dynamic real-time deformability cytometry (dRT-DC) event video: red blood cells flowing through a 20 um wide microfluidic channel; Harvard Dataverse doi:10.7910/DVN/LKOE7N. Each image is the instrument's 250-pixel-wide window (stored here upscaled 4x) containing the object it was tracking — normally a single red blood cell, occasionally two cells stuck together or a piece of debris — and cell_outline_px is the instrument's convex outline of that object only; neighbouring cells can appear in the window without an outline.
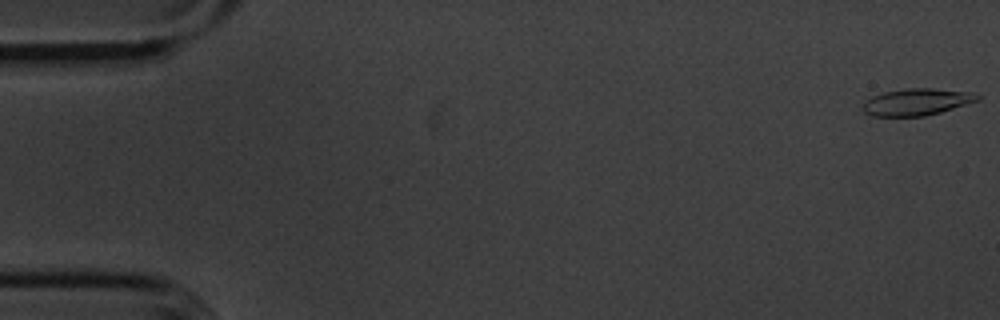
{"species": "common noctule bat (a hibernating species)", "species_latin": "Nyctalus noctula", "temperature_condition": "cold", "stored_images_in_passage": 56, "camera_frame_rate_fps": 3000, "um_per_image_px": 0.085, "animal": {"sex": "male", "body_mass_g": 20.1, "forearm_length_mm": 53.5}, "frame": {"image": 1, "passage_image": 1, "time_ms": 0.0, "image_size_px": [1000, 320], "cell_outline_px": [[980, 100], [940, 112], [924, 116], [872, 116], [864, 112], [864, 100], [872, 96], [884, 92], [904, 88], [932, 88], [972, 92], [980, 96]], "centroid_in_image_um": [77.92, 8.66], "position_along_channel_um": 7.1, "area_um2": 17.92}}
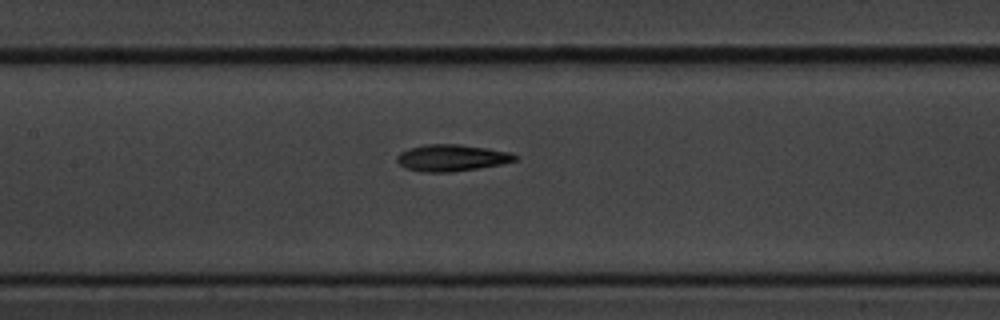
{"frame": {"image": 2, "passage_image": 26, "time_ms": 8.333, "image_size_px": [1000, 320], "cell_outline_px": [[520, 156], [516, 160], [500, 164], [452, 172], [420, 172], [404, 168], [396, 160], [396, 156], [400, 152], [408, 148], [424, 144], [460, 144], [508, 152]], "centroid_in_image_um": [38.33, 13.41], "position_along_channel_um": 169.1, "area_um2": 18.32}}
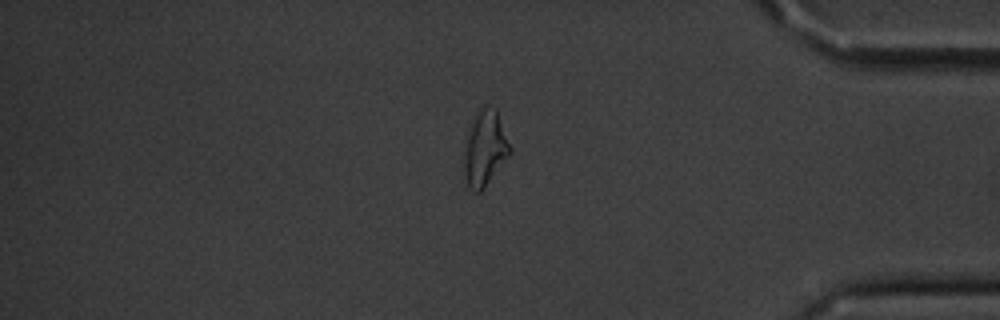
{"frame": {"image": 3, "passage_image": 47, "time_ms": 15.333, "image_size_px": [1000, 320], "cell_outline_px": [[512, 152], [484, 188], [480, 192], [472, 192], [468, 188], [464, 176], [460, 160], [472, 124], [480, 108], [496, 108], [512, 148]], "centroid_in_image_um": [41.2, 12.71], "position_along_channel_um": 394.0, "area_um2": 20.29}, "authors_computed_cell_mechanics": {"area_um2": 18.1492, "velocity_mm_per_s": 3.5953, "shape_relaxation_time_tau1_ms": 4.3506, "shape_relaxation_time_tau2_ms": 8.2136, "deformation_change_tau1": 0.1576, "deformation_change_tau2": 0.1682}}